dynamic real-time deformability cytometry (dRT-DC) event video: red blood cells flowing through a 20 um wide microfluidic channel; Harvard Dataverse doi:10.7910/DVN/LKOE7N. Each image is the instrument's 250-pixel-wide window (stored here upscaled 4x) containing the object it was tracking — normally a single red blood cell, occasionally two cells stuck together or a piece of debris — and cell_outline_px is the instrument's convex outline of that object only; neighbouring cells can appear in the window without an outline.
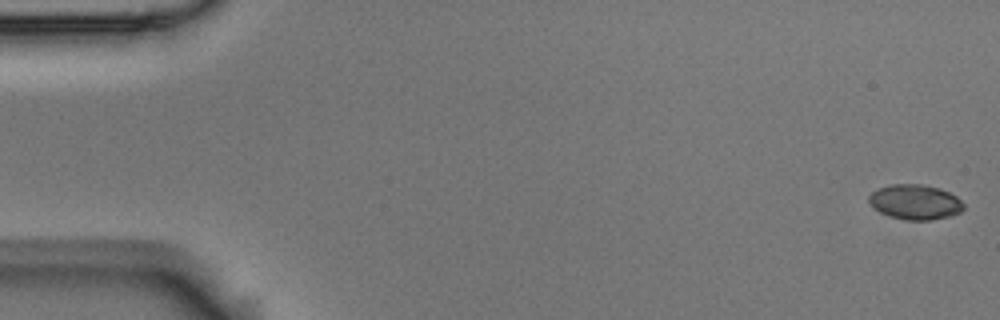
{"species": "Egyptian fruit bat (a non-hibernating species)", "species_latin": "Rousettus aegyptiacus", "temperature_condition": "room temperature", "stored_images_in_passage": 56, "camera_frame_rate_fps": 3000, "um_per_image_px": 0.085, "animal": {"sex": "male"}, "frame": {"image": 1, "passage_image": 1, "time_ms": 0.0, "image_size_px": [1000, 320], "cell_outline_px": [[964, 208], [960, 212], [948, 216], [932, 220], [908, 220], [888, 216], [880, 212], [868, 200], [868, 196], [876, 188], [888, 184], [920, 184], [940, 188], [956, 196], [964, 204]], "centroid_in_image_um": [77.77, 17.16], "position_along_channel_um": 7.2, "area_um2": 19.31}}
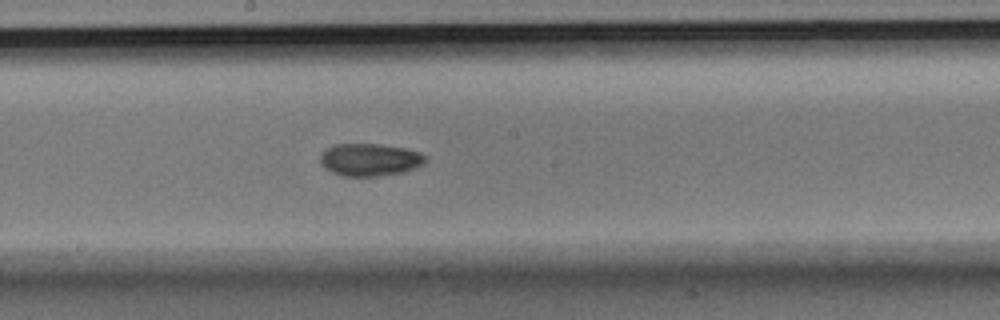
{"frame": {"image": 2, "passage_image": 30, "time_ms": 9.667, "image_size_px": [1000, 320], "cell_outline_px": [[428, 160], [424, 164], [416, 168], [404, 172], [376, 176], [344, 176], [332, 172], [324, 168], [320, 164], [320, 152], [336, 144], [376, 144], [404, 148], [420, 152], [428, 156]], "centroid_in_image_um": [31.45, 13.58], "position_along_channel_um": 216.7, "area_um2": 20.11}}
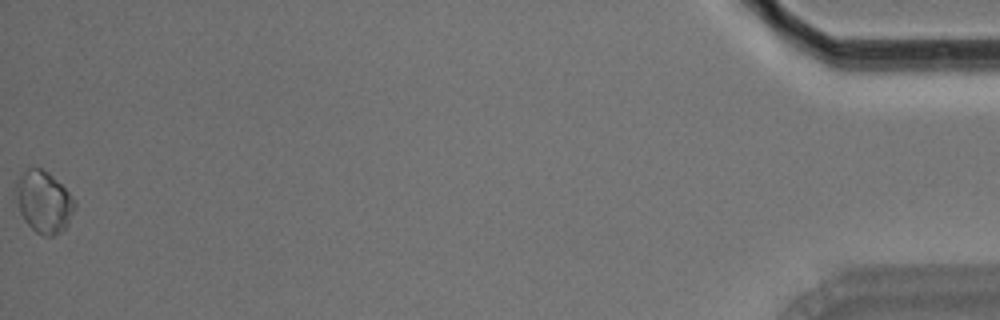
{"frame": {"image": 3, "passage_image": 56, "time_ms": 18.333, "image_size_px": [1000, 320], "cell_outline_px": [[76, 208], [68, 224], [60, 232], [52, 236], [44, 236], [36, 232], [24, 220], [20, 212], [16, 192], [16, 180], [20, 172], [28, 168], [40, 168], [48, 172], [76, 200]], "centroid_in_image_um": [3.73, 17.15], "position_along_channel_um": 431.5, "area_um2": 21.1}, "authors_computed_cell_mechanics": {"area_um2": 19.2474, "velocity_mm_per_s": 3.6164, "shape_relaxation_time_tau1_ms": 5.1049, "shape_relaxation_time_tau2_ms": 3.7943, "deformation_change_tau1": 0.1423, "deformation_change_tau2": 0.0368}}